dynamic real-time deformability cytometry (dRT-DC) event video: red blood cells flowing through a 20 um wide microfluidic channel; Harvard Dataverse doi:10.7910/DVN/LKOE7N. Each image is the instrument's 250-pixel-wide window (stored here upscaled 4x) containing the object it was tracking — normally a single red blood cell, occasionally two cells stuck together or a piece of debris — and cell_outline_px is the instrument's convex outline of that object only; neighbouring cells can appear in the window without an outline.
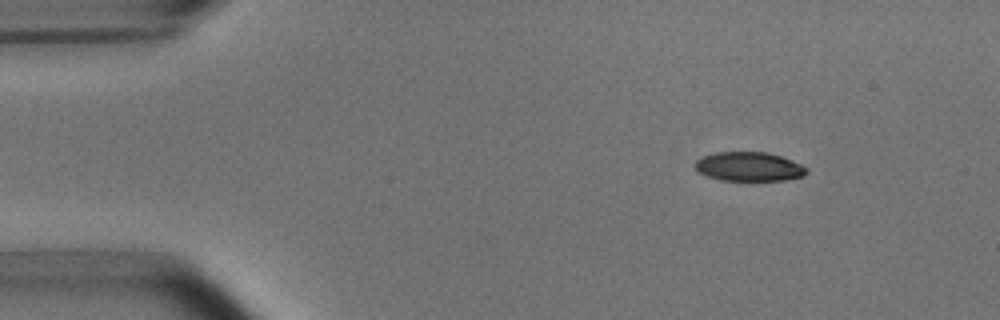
{"species": "common noctule bat (a hibernating species)", "species_latin": "Nyctalus noctula", "temperature_condition": "room temperature", "stored_images_in_passage": 6, "camera_frame_rate_fps": 3000, "um_per_image_px": 0.085, "animal": {"sex": "male", "body_mass_g": 15.6}, "frame": {"image": 1, "passage_image": 1, "time_ms": 0.0, "image_size_px": [1000, 320], "cell_outline_px": [[808, 172], [804, 176], [784, 180], [720, 180], [708, 176], [700, 172], [692, 164], [696, 160], [704, 156], [716, 152], [768, 152], [792, 160], [808, 168]], "centroid_in_image_um": [63.68, 14.16], "position_along_channel_um": 21.3, "area_um2": 18.9}}
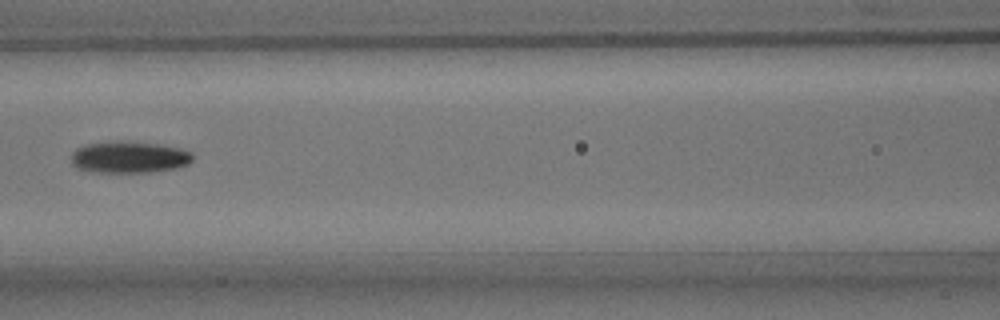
{"frame": {"image": 2, "passage_image": 6, "time_ms": 5.667, "image_size_px": [1000, 320], "cell_outline_px": [[192, 160], [188, 164], [176, 168], [152, 172], [96, 172], [76, 168], [72, 164], [72, 152], [76, 148], [84, 144], [112, 140], [124, 140], [160, 144], [180, 148], [192, 152]], "centroid_in_image_um": [10.96, 13.34], "position_along_channel_um": 155.6, "area_um2": 22.83}}